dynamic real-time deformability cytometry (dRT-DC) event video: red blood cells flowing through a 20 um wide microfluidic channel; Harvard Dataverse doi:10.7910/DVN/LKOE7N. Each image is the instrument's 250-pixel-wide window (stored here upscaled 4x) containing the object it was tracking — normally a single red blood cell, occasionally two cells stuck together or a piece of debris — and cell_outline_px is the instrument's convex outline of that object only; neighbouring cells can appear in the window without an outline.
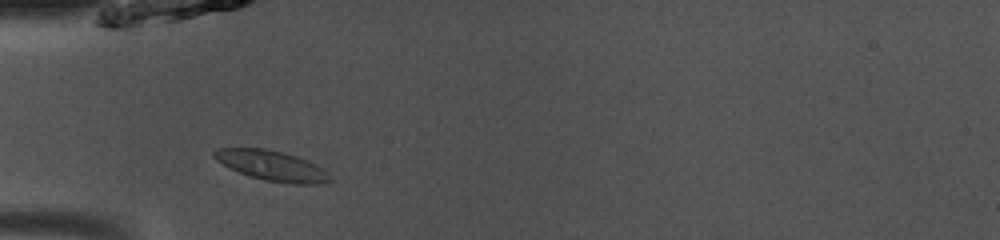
{"species": "common noctule bat (a hibernating species)", "species_latin": "Nyctalus noctula", "temperature_condition": "room temperature", "stored_images_in_passage": 37, "camera_frame_rate_fps": 3000, "um_per_image_px": 0.085, "animal": {"sex": "male", "body_mass_g": 13.0, "forearm_length_mm": 53.1}, "frame": {"image": 1, "passage_image": 4, "time_ms": 1.0, "image_size_px": [1000, 240], "cell_outline_px": [[332, 180], [316, 184], [292, 184], [264, 180], [248, 176], [228, 168], [216, 160], [212, 156], [212, 152], [216, 148], [264, 148], [284, 152], [296, 156], [316, 164], [328, 172]], "centroid_in_image_um": [23.07, 14.08], "position_along_channel_um": 61.9, "area_um2": 20.52}}
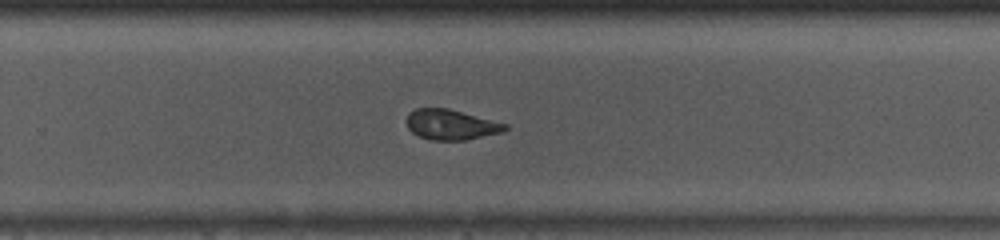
{"frame": {"image": 2, "passage_image": 21, "time_ms": 6.667, "image_size_px": [1000, 240], "cell_outline_px": [[508, 128], [504, 132], [464, 140], [432, 140], [420, 136], [412, 132], [408, 128], [408, 112], [416, 108], [448, 108], [508, 124]], "centroid_in_image_um": [38.36, 10.59], "position_along_channel_um": 291.4, "area_um2": 17.28}}
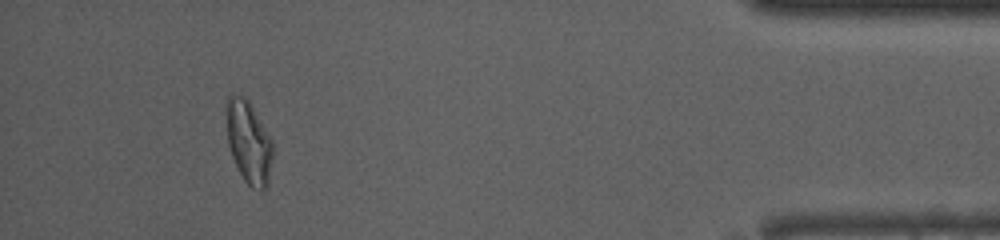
{"frame": {"image": 3, "passage_image": 34, "time_ms": 11.0, "image_size_px": [1000, 240], "cell_outline_px": [[272, 156], [268, 188], [252, 188], [244, 180], [232, 156], [228, 144], [224, 112], [224, 100], [228, 96], [248, 96], [272, 140]], "centroid_in_image_um": [21.11, 11.99], "position_along_channel_um": 414.1, "area_um2": 22.77}, "authors_computed_cell_mechanics": {"area_um2": 18.6116, "velocity_mm_per_s": 4.0667, "shape_relaxation_time_tau1_ms": null, "shape_relaxation_time_tau2_ms": 1.2078, "deformation_change_tau1": null, "deformation_change_tau2": 0.0568}}